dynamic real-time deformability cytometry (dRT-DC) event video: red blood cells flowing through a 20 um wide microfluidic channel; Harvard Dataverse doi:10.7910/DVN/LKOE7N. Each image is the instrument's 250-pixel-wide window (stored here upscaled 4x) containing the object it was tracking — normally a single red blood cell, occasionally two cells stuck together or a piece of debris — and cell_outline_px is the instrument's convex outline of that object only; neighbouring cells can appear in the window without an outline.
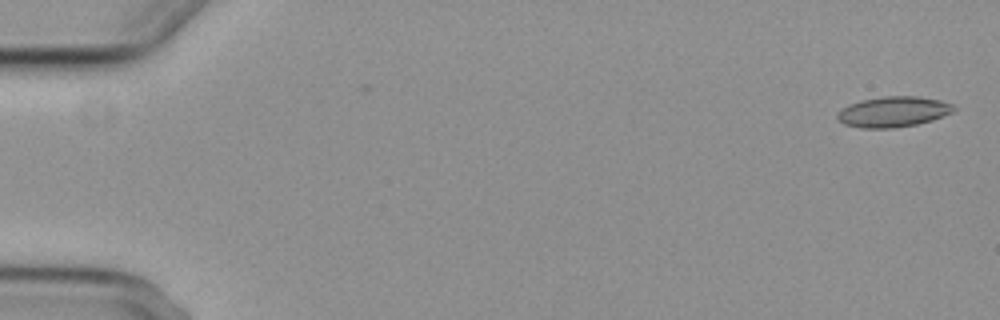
{"species": "common noctule bat (a hibernating species)", "species_latin": "Nyctalus noctula", "temperature_condition": "cold", "stored_images_in_passage": 5, "camera_frame_rate_fps": 3000, "um_per_image_px": 0.085, "animal": {"sex": "female", "body_mass_g": 29.2, "forearm_length_mm": 56.3}, "frame": {"image": 1, "passage_image": 1, "time_ms": 0.0, "image_size_px": [1000, 320], "cell_outline_px": [[956, 108], [952, 112], [932, 120], [916, 124], [892, 128], [860, 128], [844, 124], [836, 116], [836, 112], [848, 104], [864, 100], [884, 96], [916, 96], [940, 100], [952, 104]], "centroid_in_image_um": [75.9, 9.5], "position_along_channel_um": 9.1, "area_um2": 20.58}}
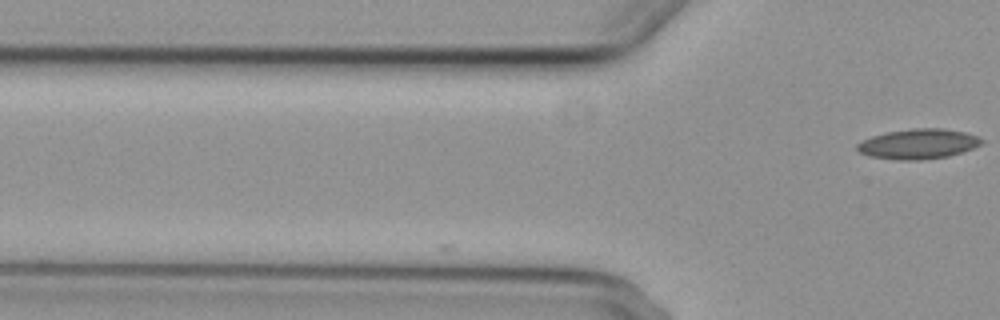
{"frame": {"image": 2, "passage_image": 5, "time_ms": 4.667, "image_size_px": [1000, 320], "cell_outline_px": [[984, 140], [980, 144], [972, 148], [948, 156], [920, 160], [896, 160], [868, 156], [860, 152], [856, 148], [856, 144], [872, 136], [888, 132], [912, 128], [944, 128], [964, 132], [976, 136]], "centroid_in_image_um": [78.02, 12.23], "position_along_channel_um": 47.8, "area_um2": 21.62}}